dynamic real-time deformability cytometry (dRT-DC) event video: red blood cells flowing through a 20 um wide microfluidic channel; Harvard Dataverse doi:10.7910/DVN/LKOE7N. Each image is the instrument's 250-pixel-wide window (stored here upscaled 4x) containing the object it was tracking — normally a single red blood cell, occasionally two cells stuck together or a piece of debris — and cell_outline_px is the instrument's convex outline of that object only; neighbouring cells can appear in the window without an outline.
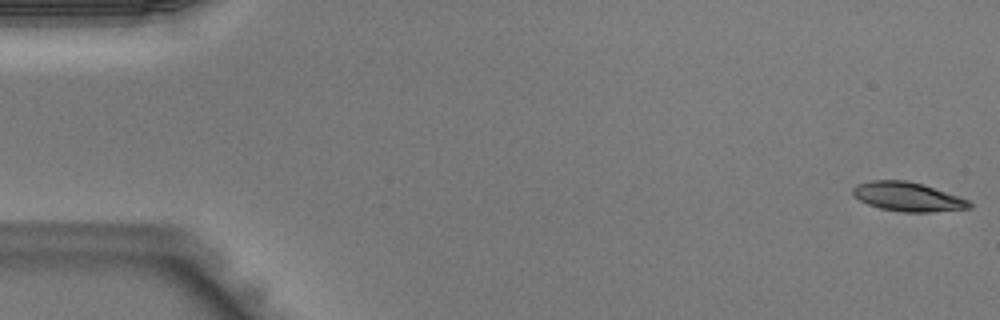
{"species": "Egyptian fruit bat (a non-hibernating species)", "species_latin": "Rousettus aegyptiacus", "temperature_condition": "warm", "stored_images_in_passage": 10, "camera_frame_rate_fps": 3000, "um_per_image_px": 0.085, "animal": {"sex": "male"}, "frame": {"image": 1, "passage_image": 1, "time_ms": 0.0, "image_size_px": [1000, 320], "cell_outline_px": [[972, 208], [932, 212], [904, 212], [880, 208], [868, 204], [860, 200], [852, 192], [852, 188], [856, 184], [872, 180], [904, 180], [924, 184], [960, 196], [968, 200], [972, 204]], "centroid_in_image_um": [77.19, 16.72], "position_along_channel_um": 7.8, "area_um2": 19.83}}